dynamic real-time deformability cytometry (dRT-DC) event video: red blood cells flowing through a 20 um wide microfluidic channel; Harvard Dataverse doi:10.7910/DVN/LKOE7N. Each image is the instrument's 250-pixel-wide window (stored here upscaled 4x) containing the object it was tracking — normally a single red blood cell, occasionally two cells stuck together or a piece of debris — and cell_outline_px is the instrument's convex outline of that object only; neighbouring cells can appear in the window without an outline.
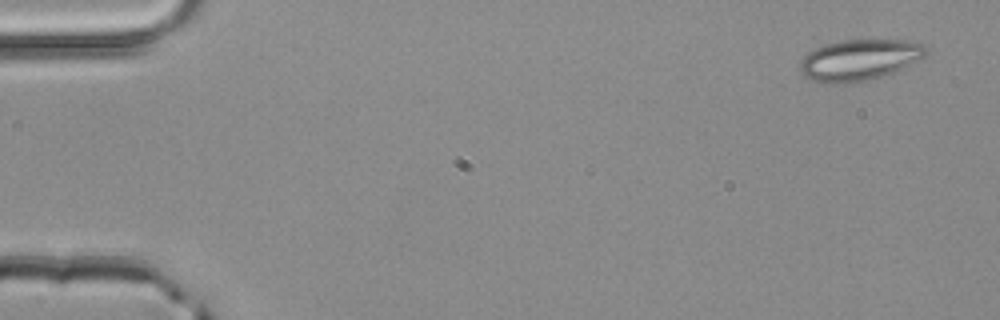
{"species": "common noctule bat (a hibernating species)", "species_latin": "Nyctalus noctula", "temperature_condition": "room temperature", "stored_images_in_passage": 4, "camera_frame_rate_fps": 3000, "um_per_image_px": 0.085, "animal": {"sex": "male", "body_mass_g": 20.4}, "frame": {"image": 1, "passage_image": 4, "time_ms": 1.0, "image_size_px": [1000, 320], "cell_outline_px": [[928, 52], [924, 60], [872, 80], [848, 84], [828, 84], [812, 80], [804, 76], [800, 72], [800, 60], [808, 52], [824, 44], [840, 40], [916, 40], [924, 44], [928, 48]], "centroid_in_image_um": [73.11, 5.1], "position_along_channel_um": 11.9, "area_um2": 31.04}}